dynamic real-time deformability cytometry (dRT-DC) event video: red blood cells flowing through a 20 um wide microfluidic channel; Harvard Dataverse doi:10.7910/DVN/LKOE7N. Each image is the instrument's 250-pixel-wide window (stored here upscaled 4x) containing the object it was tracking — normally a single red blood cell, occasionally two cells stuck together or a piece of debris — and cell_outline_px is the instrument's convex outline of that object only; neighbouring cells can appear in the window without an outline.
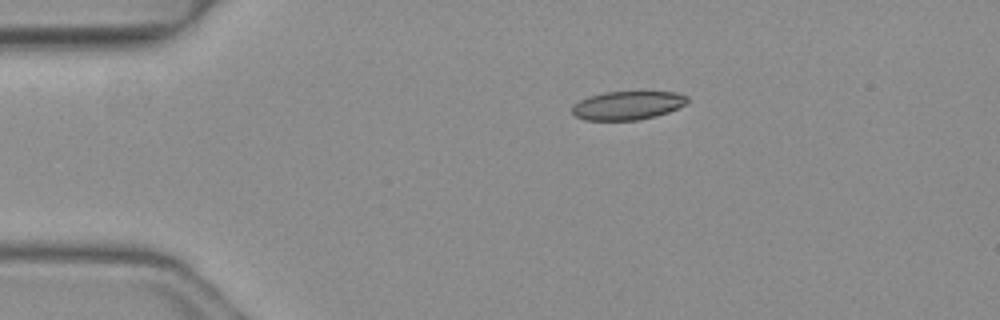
{"species": "common noctule bat (a hibernating species)", "species_latin": "Nyctalus noctula", "temperature_condition": "warm", "stored_images_in_passage": 1, "camera_frame_rate_fps": 3000, "um_per_image_px": 0.085, "animal": {"sex": "female", "body_mass_g": 19.3, "forearm_length_mm": 54.1}, "frame": {"image": 1, "passage_image": 1, "time_ms": 0.0, "image_size_px": [1000, 320], "cell_outline_px": [[688, 100], [684, 104], [668, 112], [656, 116], [640, 120], [584, 120], [576, 116], [572, 112], [572, 108], [580, 100], [588, 96], [604, 92], [676, 92], [688, 96]], "centroid_in_image_um": [53.34, 8.96], "position_along_channel_um": 31.7, "area_um2": 19.07}}